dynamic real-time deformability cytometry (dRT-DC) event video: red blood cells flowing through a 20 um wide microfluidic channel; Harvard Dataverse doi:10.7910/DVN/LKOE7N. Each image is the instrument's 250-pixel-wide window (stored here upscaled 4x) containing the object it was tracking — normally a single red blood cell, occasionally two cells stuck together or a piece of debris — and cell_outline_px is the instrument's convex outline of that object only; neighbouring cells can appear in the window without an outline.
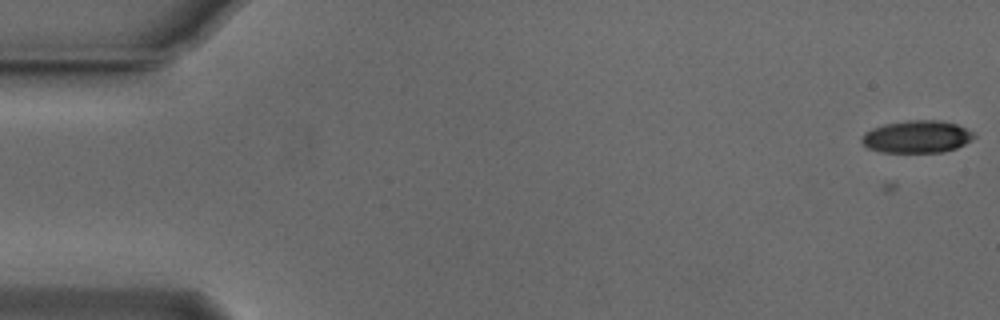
{"species": "Egyptian fruit bat (a non-hibernating species)", "species_latin": "Rousettus aegyptiacus", "temperature_condition": "cold", "stored_images_in_passage": 4, "camera_frame_rate_fps": 3000, "um_per_image_px": 0.085, "animal": {"sex": "male"}, "frame": {"image": 1, "passage_image": 4, "time_ms": 1.0, "image_size_px": [1000, 320], "cell_outline_px": [[976, 136], [964, 144], [956, 148], [944, 152], [880, 152], [868, 148], [860, 140], [864, 132], [872, 128], [884, 124], [904, 120], [940, 120], [956, 124], [972, 132]], "centroid_in_image_um": [77.9, 11.61], "position_along_channel_um": 7.1, "area_um2": 21.21}}